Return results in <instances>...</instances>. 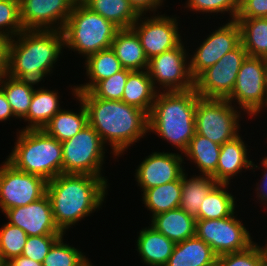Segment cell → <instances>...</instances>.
<instances>
[{"label": "cell", "instance_id": "6da1fadb", "mask_svg": "<svg viewBox=\"0 0 267 266\" xmlns=\"http://www.w3.org/2000/svg\"><path fill=\"white\" fill-rule=\"evenodd\" d=\"M88 113V124L109 143L113 155H122L148 131V114L124 101L96 98L90 91H76Z\"/></svg>", "mask_w": 267, "mask_h": 266}, {"label": "cell", "instance_id": "7a4b0ae2", "mask_svg": "<svg viewBox=\"0 0 267 266\" xmlns=\"http://www.w3.org/2000/svg\"><path fill=\"white\" fill-rule=\"evenodd\" d=\"M107 186L105 177L87 174L62 173L47 182L54 222L64 235L72 225L101 208Z\"/></svg>", "mask_w": 267, "mask_h": 266}, {"label": "cell", "instance_id": "3957f363", "mask_svg": "<svg viewBox=\"0 0 267 266\" xmlns=\"http://www.w3.org/2000/svg\"><path fill=\"white\" fill-rule=\"evenodd\" d=\"M10 39L7 75L34 88L52 72L64 45L63 31L23 30Z\"/></svg>", "mask_w": 267, "mask_h": 266}, {"label": "cell", "instance_id": "277c9868", "mask_svg": "<svg viewBox=\"0 0 267 266\" xmlns=\"http://www.w3.org/2000/svg\"><path fill=\"white\" fill-rule=\"evenodd\" d=\"M195 88L187 91H158L150 114L148 131L169 141L181 154L195 134V111L198 100Z\"/></svg>", "mask_w": 267, "mask_h": 266}, {"label": "cell", "instance_id": "5b68a950", "mask_svg": "<svg viewBox=\"0 0 267 266\" xmlns=\"http://www.w3.org/2000/svg\"><path fill=\"white\" fill-rule=\"evenodd\" d=\"M6 158L14 168L37 175L47 182L62 174V145L43 129H22Z\"/></svg>", "mask_w": 267, "mask_h": 266}, {"label": "cell", "instance_id": "8992f818", "mask_svg": "<svg viewBox=\"0 0 267 266\" xmlns=\"http://www.w3.org/2000/svg\"><path fill=\"white\" fill-rule=\"evenodd\" d=\"M119 28L82 1L74 4L63 28L64 45L85 58L110 48Z\"/></svg>", "mask_w": 267, "mask_h": 266}, {"label": "cell", "instance_id": "52a82bcc", "mask_svg": "<svg viewBox=\"0 0 267 266\" xmlns=\"http://www.w3.org/2000/svg\"><path fill=\"white\" fill-rule=\"evenodd\" d=\"M227 99L198 97L195 133L219 145L239 135L240 113ZM238 111V112H237Z\"/></svg>", "mask_w": 267, "mask_h": 266}, {"label": "cell", "instance_id": "ba28073f", "mask_svg": "<svg viewBox=\"0 0 267 266\" xmlns=\"http://www.w3.org/2000/svg\"><path fill=\"white\" fill-rule=\"evenodd\" d=\"M61 145L62 173L102 177L105 145L89 124L72 138L61 142Z\"/></svg>", "mask_w": 267, "mask_h": 266}, {"label": "cell", "instance_id": "9c48e42d", "mask_svg": "<svg viewBox=\"0 0 267 266\" xmlns=\"http://www.w3.org/2000/svg\"><path fill=\"white\" fill-rule=\"evenodd\" d=\"M234 214L223 219L196 220L195 236L208 244L217 256L241 252L254 244L249 231Z\"/></svg>", "mask_w": 267, "mask_h": 266}, {"label": "cell", "instance_id": "30bf717a", "mask_svg": "<svg viewBox=\"0 0 267 266\" xmlns=\"http://www.w3.org/2000/svg\"><path fill=\"white\" fill-rule=\"evenodd\" d=\"M247 56V51L240 43L216 64L204 70L194 80L198 95L204 98L227 99L234 89L237 74Z\"/></svg>", "mask_w": 267, "mask_h": 266}, {"label": "cell", "instance_id": "8fae6325", "mask_svg": "<svg viewBox=\"0 0 267 266\" xmlns=\"http://www.w3.org/2000/svg\"><path fill=\"white\" fill-rule=\"evenodd\" d=\"M0 167V208L5 210L26 206L46 195L47 181L40 176L22 172L7 161Z\"/></svg>", "mask_w": 267, "mask_h": 266}, {"label": "cell", "instance_id": "7c38bea8", "mask_svg": "<svg viewBox=\"0 0 267 266\" xmlns=\"http://www.w3.org/2000/svg\"><path fill=\"white\" fill-rule=\"evenodd\" d=\"M183 41L175 48L149 59L147 71L156 89L164 88L167 92L187 91L194 88V79L189 70L188 54ZM188 64V65H187ZM158 83H157V82ZM167 89V90H166Z\"/></svg>", "mask_w": 267, "mask_h": 266}, {"label": "cell", "instance_id": "4fadbf2b", "mask_svg": "<svg viewBox=\"0 0 267 266\" xmlns=\"http://www.w3.org/2000/svg\"><path fill=\"white\" fill-rule=\"evenodd\" d=\"M249 116H257L265 101V58L247 56L237 74V80L231 95Z\"/></svg>", "mask_w": 267, "mask_h": 266}, {"label": "cell", "instance_id": "5bb4252c", "mask_svg": "<svg viewBox=\"0 0 267 266\" xmlns=\"http://www.w3.org/2000/svg\"><path fill=\"white\" fill-rule=\"evenodd\" d=\"M241 43V30L236 20H230L225 25L212 32L193 52L189 58V70L195 80L204 70L213 66L227 52L235 49Z\"/></svg>", "mask_w": 267, "mask_h": 266}, {"label": "cell", "instance_id": "9a60e30c", "mask_svg": "<svg viewBox=\"0 0 267 266\" xmlns=\"http://www.w3.org/2000/svg\"><path fill=\"white\" fill-rule=\"evenodd\" d=\"M142 16L144 15L140 14L131 28L139 36L148 60L177 47L182 42L177 17L173 18L164 14L142 20Z\"/></svg>", "mask_w": 267, "mask_h": 266}, {"label": "cell", "instance_id": "2e32d148", "mask_svg": "<svg viewBox=\"0 0 267 266\" xmlns=\"http://www.w3.org/2000/svg\"><path fill=\"white\" fill-rule=\"evenodd\" d=\"M74 4L73 0H19L22 27L62 31Z\"/></svg>", "mask_w": 267, "mask_h": 266}, {"label": "cell", "instance_id": "e0dca14e", "mask_svg": "<svg viewBox=\"0 0 267 266\" xmlns=\"http://www.w3.org/2000/svg\"><path fill=\"white\" fill-rule=\"evenodd\" d=\"M8 223L22 229L28 236L64 235L54 222L51 203L47 194L26 206L3 212Z\"/></svg>", "mask_w": 267, "mask_h": 266}, {"label": "cell", "instance_id": "ac0fdd59", "mask_svg": "<svg viewBox=\"0 0 267 266\" xmlns=\"http://www.w3.org/2000/svg\"><path fill=\"white\" fill-rule=\"evenodd\" d=\"M180 154L153 152L136 169L135 178L142 191L178 180L185 169Z\"/></svg>", "mask_w": 267, "mask_h": 266}, {"label": "cell", "instance_id": "d6986e66", "mask_svg": "<svg viewBox=\"0 0 267 266\" xmlns=\"http://www.w3.org/2000/svg\"><path fill=\"white\" fill-rule=\"evenodd\" d=\"M246 147L240 135L221 145L216 173L212 176L217 183L230 184L229 181L241 170L258 167L248 160Z\"/></svg>", "mask_w": 267, "mask_h": 266}, {"label": "cell", "instance_id": "ffe728a7", "mask_svg": "<svg viewBox=\"0 0 267 266\" xmlns=\"http://www.w3.org/2000/svg\"><path fill=\"white\" fill-rule=\"evenodd\" d=\"M111 48L124 69L142 71L148 68L149 60L142 48L139 36L132 28L119 29Z\"/></svg>", "mask_w": 267, "mask_h": 266}, {"label": "cell", "instance_id": "44dd1931", "mask_svg": "<svg viewBox=\"0 0 267 266\" xmlns=\"http://www.w3.org/2000/svg\"><path fill=\"white\" fill-rule=\"evenodd\" d=\"M136 243L142 263L150 266H165L176 245L152 226L140 230Z\"/></svg>", "mask_w": 267, "mask_h": 266}, {"label": "cell", "instance_id": "7402d4cb", "mask_svg": "<svg viewBox=\"0 0 267 266\" xmlns=\"http://www.w3.org/2000/svg\"><path fill=\"white\" fill-rule=\"evenodd\" d=\"M150 225L178 243L195 236L196 218L183 209L176 208L153 216Z\"/></svg>", "mask_w": 267, "mask_h": 266}, {"label": "cell", "instance_id": "603a6c76", "mask_svg": "<svg viewBox=\"0 0 267 266\" xmlns=\"http://www.w3.org/2000/svg\"><path fill=\"white\" fill-rule=\"evenodd\" d=\"M217 257L208 244L194 236L176 243L165 266H214Z\"/></svg>", "mask_w": 267, "mask_h": 266}, {"label": "cell", "instance_id": "cb8c5ba5", "mask_svg": "<svg viewBox=\"0 0 267 266\" xmlns=\"http://www.w3.org/2000/svg\"><path fill=\"white\" fill-rule=\"evenodd\" d=\"M158 91L160 89H155L147 69L146 71H132L128 75L122 101L145 111L149 115Z\"/></svg>", "mask_w": 267, "mask_h": 266}, {"label": "cell", "instance_id": "d4e9b609", "mask_svg": "<svg viewBox=\"0 0 267 266\" xmlns=\"http://www.w3.org/2000/svg\"><path fill=\"white\" fill-rule=\"evenodd\" d=\"M85 65L86 74L91 82L71 88L74 96L76 91H90L99 81L124 69L111 47L88 56Z\"/></svg>", "mask_w": 267, "mask_h": 266}, {"label": "cell", "instance_id": "484cf974", "mask_svg": "<svg viewBox=\"0 0 267 266\" xmlns=\"http://www.w3.org/2000/svg\"><path fill=\"white\" fill-rule=\"evenodd\" d=\"M75 98L80 101L79 113L61 109L43 128L47 134L57 139L59 142L72 138L88 125V113L86 107L83 101L76 95Z\"/></svg>", "mask_w": 267, "mask_h": 266}, {"label": "cell", "instance_id": "4316f807", "mask_svg": "<svg viewBox=\"0 0 267 266\" xmlns=\"http://www.w3.org/2000/svg\"><path fill=\"white\" fill-rule=\"evenodd\" d=\"M181 175L182 195L179 208L198 220V212L206 195L218 184L212 176L199 175L187 178Z\"/></svg>", "mask_w": 267, "mask_h": 266}, {"label": "cell", "instance_id": "83f0119b", "mask_svg": "<svg viewBox=\"0 0 267 266\" xmlns=\"http://www.w3.org/2000/svg\"><path fill=\"white\" fill-rule=\"evenodd\" d=\"M39 88L34 91L27 115L23 118L28 121L24 129H43L49 120L61 110L59 94L56 91Z\"/></svg>", "mask_w": 267, "mask_h": 266}, {"label": "cell", "instance_id": "f1b7e54d", "mask_svg": "<svg viewBox=\"0 0 267 266\" xmlns=\"http://www.w3.org/2000/svg\"><path fill=\"white\" fill-rule=\"evenodd\" d=\"M82 2L119 29L131 28L140 16L128 0H82Z\"/></svg>", "mask_w": 267, "mask_h": 266}, {"label": "cell", "instance_id": "f546056e", "mask_svg": "<svg viewBox=\"0 0 267 266\" xmlns=\"http://www.w3.org/2000/svg\"><path fill=\"white\" fill-rule=\"evenodd\" d=\"M142 195L143 204L152 212V217L179 208L182 195L181 177L178 180L144 190Z\"/></svg>", "mask_w": 267, "mask_h": 266}, {"label": "cell", "instance_id": "4dcf8cb0", "mask_svg": "<svg viewBox=\"0 0 267 266\" xmlns=\"http://www.w3.org/2000/svg\"><path fill=\"white\" fill-rule=\"evenodd\" d=\"M248 56L267 59V17L236 18Z\"/></svg>", "mask_w": 267, "mask_h": 266}, {"label": "cell", "instance_id": "1f68e13d", "mask_svg": "<svg viewBox=\"0 0 267 266\" xmlns=\"http://www.w3.org/2000/svg\"><path fill=\"white\" fill-rule=\"evenodd\" d=\"M221 145L197 133L190 140L185 157L197 164L202 175L213 176L216 173Z\"/></svg>", "mask_w": 267, "mask_h": 266}, {"label": "cell", "instance_id": "d6a6232c", "mask_svg": "<svg viewBox=\"0 0 267 266\" xmlns=\"http://www.w3.org/2000/svg\"><path fill=\"white\" fill-rule=\"evenodd\" d=\"M228 185L218 183L206 195L200 205L198 219H223L235 213V198L226 191Z\"/></svg>", "mask_w": 267, "mask_h": 266}, {"label": "cell", "instance_id": "836d02e7", "mask_svg": "<svg viewBox=\"0 0 267 266\" xmlns=\"http://www.w3.org/2000/svg\"><path fill=\"white\" fill-rule=\"evenodd\" d=\"M0 87L4 91L15 117L23 119L29 111L35 89L7 74L0 76Z\"/></svg>", "mask_w": 267, "mask_h": 266}, {"label": "cell", "instance_id": "e575fe53", "mask_svg": "<svg viewBox=\"0 0 267 266\" xmlns=\"http://www.w3.org/2000/svg\"><path fill=\"white\" fill-rule=\"evenodd\" d=\"M62 235L45 256L43 266H81L88 258L77 248L63 242Z\"/></svg>", "mask_w": 267, "mask_h": 266}, {"label": "cell", "instance_id": "d590c367", "mask_svg": "<svg viewBox=\"0 0 267 266\" xmlns=\"http://www.w3.org/2000/svg\"><path fill=\"white\" fill-rule=\"evenodd\" d=\"M27 238L26 232L10 223L0 228V255L4 263L22 255Z\"/></svg>", "mask_w": 267, "mask_h": 266}, {"label": "cell", "instance_id": "8d00e7d4", "mask_svg": "<svg viewBox=\"0 0 267 266\" xmlns=\"http://www.w3.org/2000/svg\"><path fill=\"white\" fill-rule=\"evenodd\" d=\"M131 72L129 69H123L99 81L90 92L99 99L122 101L124 87Z\"/></svg>", "mask_w": 267, "mask_h": 266}, {"label": "cell", "instance_id": "74e56055", "mask_svg": "<svg viewBox=\"0 0 267 266\" xmlns=\"http://www.w3.org/2000/svg\"><path fill=\"white\" fill-rule=\"evenodd\" d=\"M23 30L19 0H0V34L12 39Z\"/></svg>", "mask_w": 267, "mask_h": 266}, {"label": "cell", "instance_id": "f35d334b", "mask_svg": "<svg viewBox=\"0 0 267 266\" xmlns=\"http://www.w3.org/2000/svg\"><path fill=\"white\" fill-rule=\"evenodd\" d=\"M214 266H262L260 246L254 243L244 251L218 256Z\"/></svg>", "mask_w": 267, "mask_h": 266}, {"label": "cell", "instance_id": "ab89813d", "mask_svg": "<svg viewBox=\"0 0 267 266\" xmlns=\"http://www.w3.org/2000/svg\"><path fill=\"white\" fill-rule=\"evenodd\" d=\"M186 8L191 11L204 13H225L231 15V20H235L239 11V0H188Z\"/></svg>", "mask_w": 267, "mask_h": 266}, {"label": "cell", "instance_id": "60d3db41", "mask_svg": "<svg viewBox=\"0 0 267 266\" xmlns=\"http://www.w3.org/2000/svg\"><path fill=\"white\" fill-rule=\"evenodd\" d=\"M62 235L28 236L22 256L42 263L52 245Z\"/></svg>", "mask_w": 267, "mask_h": 266}, {"label": "cell", "instance_id": "b9f144b4", "mask_svg": "<svg viewBox=\"0 0 267 266\" xmlns=\"http://www.w3.org/2000/svg\"><path fill=\"white\" fill-rule=\"evenodd\" d=\"M267 17V0H239L236 18Z\"/></svg>", "mask_w": 267, "mask_h": 266}, {"label": "cell", "instance_id": "7bdbcfd3", "mask_svg": "<svg viewBox=\"0 0 267 266\" xmlns=\"http://www.w3.org/2000/svg\"><path fill=\"white\" fill-rule=\"evenodd\" d=\"M139 14H146L147 11H156L162 6L163 0H128Z\"/></svg>", "mask_w": 267, "mask_h": 266}, {"label": "cell", "instance_id": "ee69618b", "mask_svg": "<svg viewBox=\"0 0 267 266\" xmlns=\"http://www.w3.org/2000/svg\"><path fill=\"white\" fill-rule=\"evenodd\" d=\"M9 42L8 37L0 34V76L7 73Z\"/></svg>", "mask_w": 267, "mask_h": 266}, {"label": "cell", "instance_id": "f6af8a7d", "mask_svg": "<svg viewBox=\"0 0 267 266\" xmlns=\"http://www.w3.org/2000/svg\"><path fill=\"white\" fill-rule=\"evenodd\" d=\"M262 168H265L263 178H262V183L259 184L260 186L256 188L257 192V197L259 198L258 200H261L263 202V205L266 203L267 204V157H264L261 161Z\"/></svg>", "mask_w": 267, "mask_h": 266}, {"label": "cell", "instance_id": "bcb514c9", "mask_svg": "<svg viewBox=\"0 0 267 266\" xmlns=\"http://www.w3.org/2000/svg\"><path fill=\"white\" fill-rule=\"evenodd\" d=\"M11 116L15 117L11 106L5 97V93L0 87V121L8 120Z\"/></svg>", "mask_w": 267, "mask_h": 266}, {"label": "cell", "instance_id": "7dc6e473", "mask_svg": "<svg viewBox=\"0 0 267 266\" xmlns=\"http://www.w3.org/2000/svg\"><path fill=\"white\" fill-rule=\"evenodd\" d=\"M9 266H43L42 263L26 258L22 255L6 262Z\"/></svg>", "mask_w": 267, "mask_h": 266}, {"label": "cell", "instance_id": "c3c4849f", "mask_svg": "<svg viewBox=\"0 0 267 266\" xmlns=\"http://www.w3.org/2000/svg\"><path fill=\"white\" fill-rule=\"evenodd\" d=\"M260 253L262 258V266H267V244L265 247L260 246Z\"/></svg>", "mask_w": 267, "mask_h": 266}, {"label": "cell", "instance_id": "681fc988", "mask_svg": "<svg viewBox=\"0 0 267 266\" xmlns=\"http://www.w3.org/2000/svg\"><path fill=\"white\" fill-rule=\"evenodd\" d=\"M264 107H267V59H265V101Z\"/></svg>", "mask_w": 267, "mask_h": 266}, {"label": "cell", "instance_id": "f907efd6", "mask_svg": "<svg viewBox=\"0 0 267 266\" xmlns=\"http://www.w3.org/2000/svg\"><path fill=\"white\" fill-rule=\"evenodd\" d=\"M92 263L89 261V260H87L85 263H83L81 266H92L91 265Z\"/></svg>", "mask_w": 267, "mask_h": 266}, {"label": "cell", "instance_id": "816d5d0a", "mask_svg": "<svg viewBox=\"0 0 267 266\" xmlns=\"http://www.w3.org/2000/svg\"><path fill=\"white\" fill-rule=\"evenodd\" d=\"M3 263H4V262H3L2 258H1V255H0V266H1Z\"/></svg>", "mask_w": 267, "mask_h": 266}, {"label": "cell", "instance_id": "f5cc1de1", "mask_svg": "<svg viewBox=\"0 0 267 266\" xmlns=\"http://www.w3.org/2000/svg\"><path fill=\"white\" fill-rule=\"evenodd\" d=\"M75 3H77V2H81L82 0H73Z\"/></svg>", "mask_w": 267, "mask_h": 266}, {"label": "cell", "instance_id": "db71d44e", "mask_svg": "<svg viewBox=\"0 0 267 266\" xmlns=\"http://www.w3.org/2000/svg\"><path fill=\"white\" fill-rule=\"evenodd\" d=\"M1 266H9L7 263H3Z\"/></svg>", "mask_w": 267, "mask_h": 266}]
</instances>
